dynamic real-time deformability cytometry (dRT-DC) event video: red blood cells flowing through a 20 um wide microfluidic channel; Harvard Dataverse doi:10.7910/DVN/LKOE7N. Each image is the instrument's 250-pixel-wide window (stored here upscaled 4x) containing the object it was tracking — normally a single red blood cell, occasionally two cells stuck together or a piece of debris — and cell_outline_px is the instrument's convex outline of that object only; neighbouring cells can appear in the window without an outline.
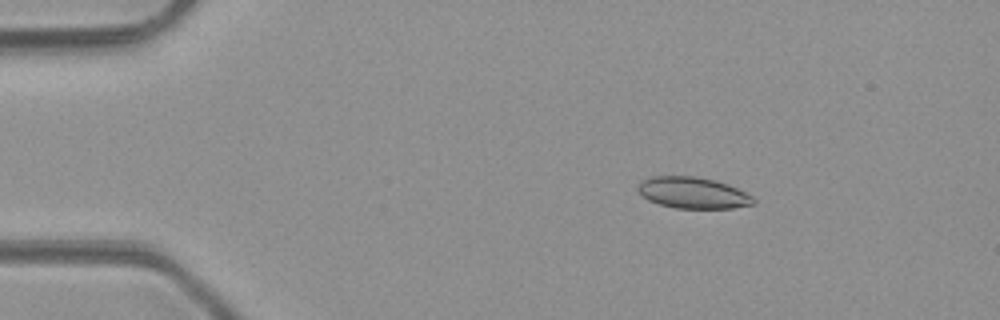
{"species": "common noctule bat (a hibernating species)", "species_latin": "Nyctalus noctula", "temperature_condition": "room temperature", "stored_images_in_passage": 3, "camera_frame_rate_fps": 3000, "um_per_image_px": 0.085, "animal": {"sex": "male", "body_mass_g": 23.1, "forearm_length_mm": 52.7}, "frame": {"image": 1, "passage_image": 1, "time_ms": 0.0, "image_size_px": [1000, 320], "cell_outline_px": [[756, 204], [732, 208], [676, 208], [660, 204], [648, 200], [636, 188], [644, 180], [652, 176], [696, 176], [716, 180], [728, 184], [752, 196], [756, 200]], "centroid_in_image_um": [58.93, 16.39], "position_along_channel_um": 26.1, "area_um2": 20.98}}